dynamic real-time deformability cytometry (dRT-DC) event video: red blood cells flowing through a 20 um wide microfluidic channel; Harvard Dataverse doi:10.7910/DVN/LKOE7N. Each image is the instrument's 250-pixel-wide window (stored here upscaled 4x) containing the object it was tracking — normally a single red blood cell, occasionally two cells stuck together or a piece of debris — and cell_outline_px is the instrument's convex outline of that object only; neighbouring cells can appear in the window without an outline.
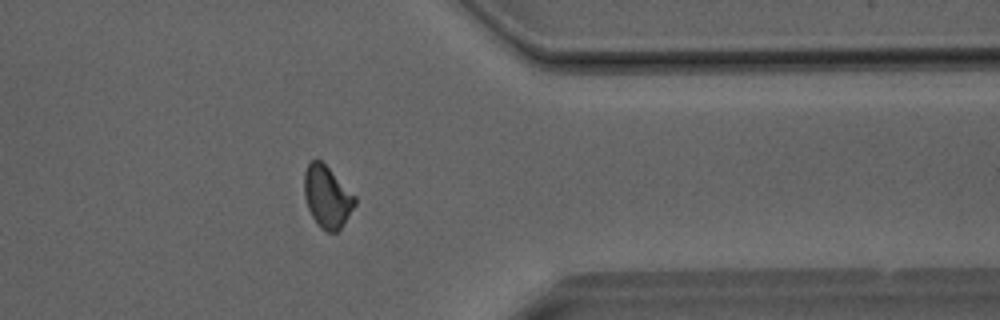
{"species": "Egyptian fruit bat (a non-hibernating species)", "species_latin": "Rousettus aegyptiacus", "temperature_condition": "room temperature", "stored_images_in_passage": 41, "camera_frame_rate_fps": 3000, "um_per_image_px": 0.085, "animal": {"sex": "male"}, "frame": {"image": 1, "passage_image": 33, "time_ms": 10.667, "image_size_px": [1000, 320], "cell_outline_px": [[356, 204], [344, 224], [336, 232], [328, 232], [320, 228], [316, 224], [308, 208], [304, 196], [304, 172], [308, 164], [312, 160], [320, 160], [356, 196]], "centroid_in_image_um": [27.8, 16.75], "position_along_channel_um": 383.6, "area_um2": 18.21}}
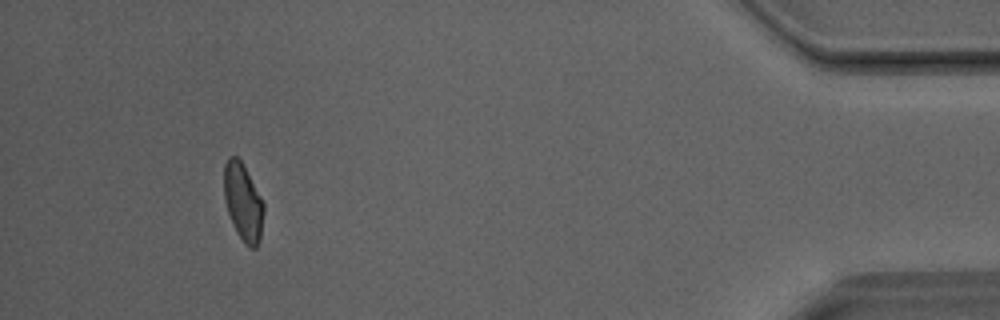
{"frame": {"image": 2, "passage_image": 38, "time_ms": 12.333, "image_size_px": [1000, 320], "cell_outline_px": [[264, 212], [260, 240], [256, 248], [248, 248], [244, 244], [236, 232], [228, 212], [224, 200], [224, 164], [228, 156], [236, 156], [240, 160], [264, 204]], "centroid_in_image_um": [20.65, 17.22], "position_along_channel_um": 414.5, "area_um2": 17.8}}